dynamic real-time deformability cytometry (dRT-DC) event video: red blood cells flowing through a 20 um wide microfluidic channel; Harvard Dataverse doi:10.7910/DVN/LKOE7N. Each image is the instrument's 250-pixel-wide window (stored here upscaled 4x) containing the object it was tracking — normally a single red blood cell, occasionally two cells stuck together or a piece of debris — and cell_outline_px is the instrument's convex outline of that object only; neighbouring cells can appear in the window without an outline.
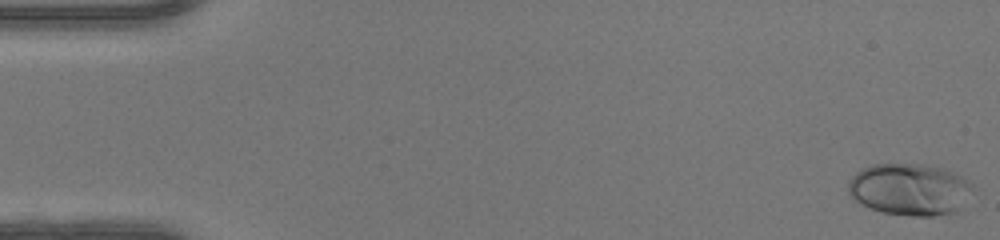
{"species": "human", "species_latin": "Homo sapiens", "temperature_condition": "warm", "stored_images_in_passage": 49, "camera_frame_rate_fps": 3000, "um_per_image_px": 0.085, "donor": {"sex": "female"}, "frame": {"image": 1, "passage_image": 1, "time_ms": 0.0, "image_size_px": [1000, 240], "cell_outline_px": [[972, 184], [960, 212], [932, 216], [912, 216], [884, 212], [872, 208], [852, 200], [848, 192], [848, 180], [856, 172], [872, 164], [920, 164], [944, 168], [968, 180]], "centroid_in_image_um": [77.3, 16.1], "position_along_channel_um": 7.7, "area_um2": 37.63}}
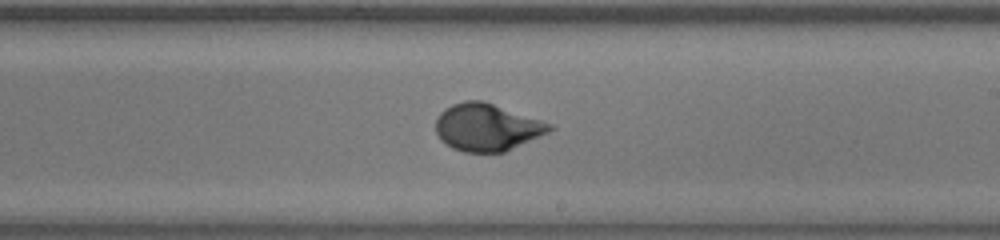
{"frame": {"image": 2, "passage_image": 29, "time_ms": 9.333, "image_size_px": [1000, 240], "cell_outline_px": [[556, 128], [548, 132], [504, 152], [464, 152], [452, 148], [440, 140], [436, 132], [436, 116], [444, 108], [452, 104], [464, 100], [484, 100], [552, 124]], "centroid_in_image_um": [41.35, 10.8], "position_along_channel_um": 247.6, "area_um2": 31.44}}
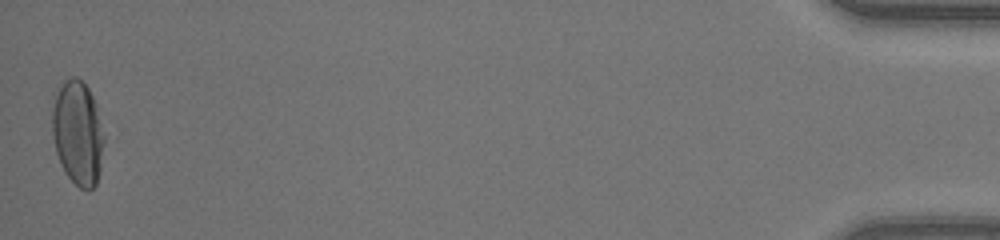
{"frame": {"image": 3, "passage_image": 49, "time_ms": 16.0, "image_size_px": [1000, 240], "cell_outline_px": [[104, 140], [100, 172], [96, 184], [88, 192], [80, 188], [64, 172], [56, 152], [52, 132], [52, 108], [56, 96], [64, 80], [72, 76], [76, 76], [88, 88], [96, 104], [104, 136]], "centroid_in_image_um": [6.62, 11.32], "position_along_channel_um": 428.6, "area_um2": 31.44}, "authors_computed_cell_mechanics": {"area_um2": 30.8074, "velocity_mm_per_s": 4.188, "shape_relaxation_time_tau1_ms": 5.3202, "shape_relaxation_time_tau2_ms": null, "deformation_change_tau1": 0.2257, "deformation_change_tau2": null}}